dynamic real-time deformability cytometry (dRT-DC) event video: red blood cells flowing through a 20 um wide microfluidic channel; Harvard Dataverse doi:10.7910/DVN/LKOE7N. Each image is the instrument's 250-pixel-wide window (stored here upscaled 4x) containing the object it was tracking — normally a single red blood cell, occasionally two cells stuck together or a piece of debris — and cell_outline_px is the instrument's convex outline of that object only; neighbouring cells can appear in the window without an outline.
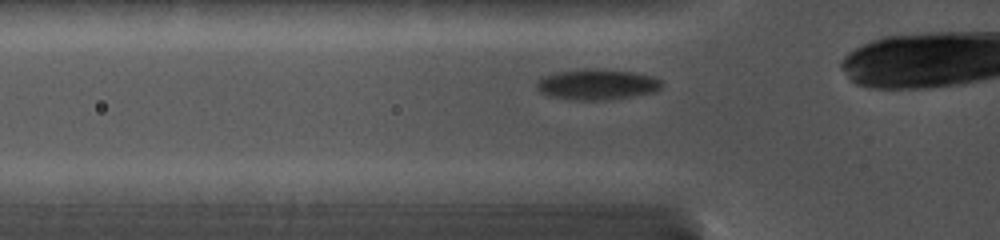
{"species": "common noctule bat (a hibernating species)", "species_latin": "Nyctalus noctula", "temperature_condition": "cold", "stored_images_in_passage": 37, "camera_frame_rate_fps": 5000, "um_per_image_px": 0.085, "animal": {"sex": "female", "body_mass_g": 19.0, "forearm_length_mm": 56.7}, "frame": {"image": 1, "passage_image": 4, "time_ms": 1.0, "image_size_px": [1000, 240], "cell_outline_px": [[664, 84], [656, 92], [604, 100], [576, 100], [548, 96], [540, 92], [536, 88], [536, 80], [544, 76], [556, 72], [584, 68], [596, 68], [632, 72], [652, 76], [660, 80]], "centroid_in_image_um": [50.71, 7.17], "position_along_channel_um": 75.1, "area_um2": 22.48}}
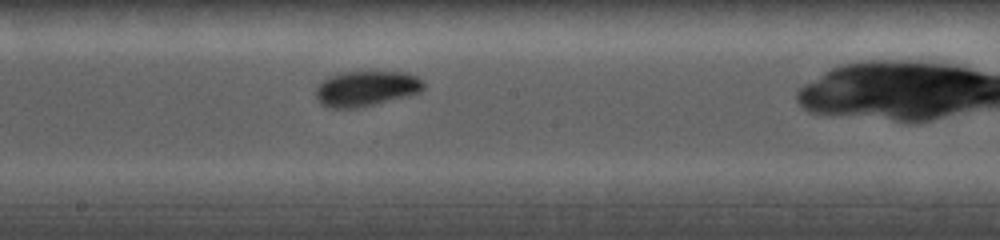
{"frame": {"image": 2, "passage_image": 15, "time_ms": 4.6, "image_size_px": [1000, 240], "cell_outline_px": [[424, 88], [420, 92], [408, 96], [356, 108], [328, 108], [320, 104], [316, 100], [316, 88], [328, 76], [344, 72], [408, 72], [424, 80]], "centroid_in_image_um": [31.13, 7.53], "position_along_channel_um": 217.1, "area_um2": 22.25}}
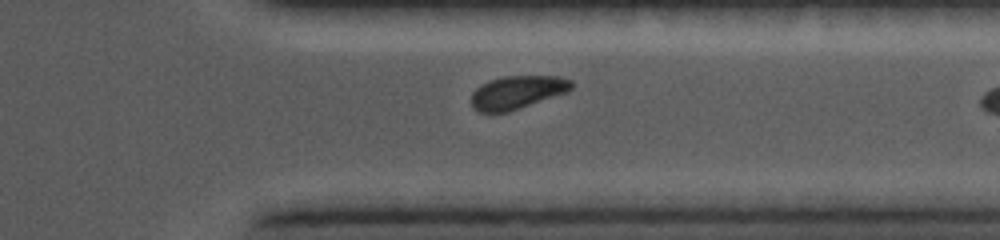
{"frame": {"image": 3, "passage_image": 28, "time_ms": 8.4, "image_size_px": [1000, 240], "cell_outline_px": [[572, 88], [564, 92], [520, 108], [508, 112], [480, 112], [472, 108], [472, 92], [476, 88], [488, 80], [504, 76], [560, 76], [572, 80]], "centroid_in_image_um": [43.92, 7.83], "position_along_channel_um": 367.5, "area_um2": 19.13}}